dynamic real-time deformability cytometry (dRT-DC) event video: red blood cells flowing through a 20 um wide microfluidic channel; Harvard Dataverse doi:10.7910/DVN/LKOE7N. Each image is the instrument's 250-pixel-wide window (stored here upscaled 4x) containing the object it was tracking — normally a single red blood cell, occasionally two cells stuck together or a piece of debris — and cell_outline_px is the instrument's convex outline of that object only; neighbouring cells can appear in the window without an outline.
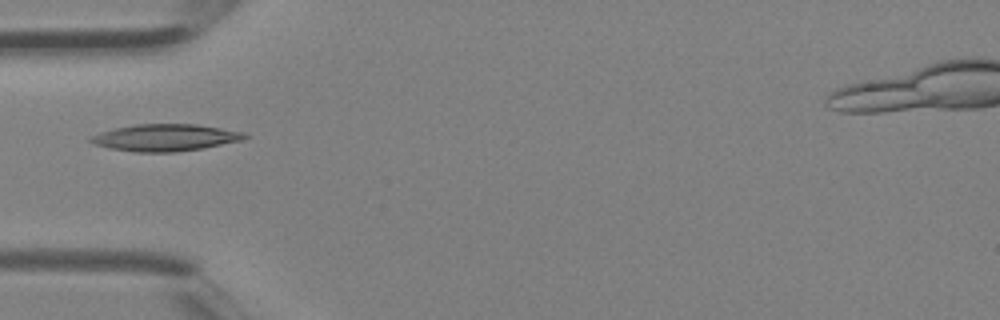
{"species": "Egyptian fruit bat (a non-hibernating species)", "species_latin": "Rousettus aegyptiacus", "temperature_condition": "room temperature", "stored_images_in_passage": 2, "camera_frame_rate_fps": 3000, "um_per_image_px": 0.085, "animal": {"sex": "female"}, "frame": {"image": 1, "passage_image": 2, "time_ms": 0.333, "image_size_px": [1000, 320], "cell_outline_px": [[248, 136], [244, 140], [200, 148], [172, 152], [136, 152], [112, 148], [96, 144], [88, 140], [88, 136], [100, 132], [116, 128], [136, 124], [196, 124], [244, 132]], "centroid_in_image_um": [14.04, 11.69], "position_along_channel_um": 71.0, "area_um2": 23.87}}